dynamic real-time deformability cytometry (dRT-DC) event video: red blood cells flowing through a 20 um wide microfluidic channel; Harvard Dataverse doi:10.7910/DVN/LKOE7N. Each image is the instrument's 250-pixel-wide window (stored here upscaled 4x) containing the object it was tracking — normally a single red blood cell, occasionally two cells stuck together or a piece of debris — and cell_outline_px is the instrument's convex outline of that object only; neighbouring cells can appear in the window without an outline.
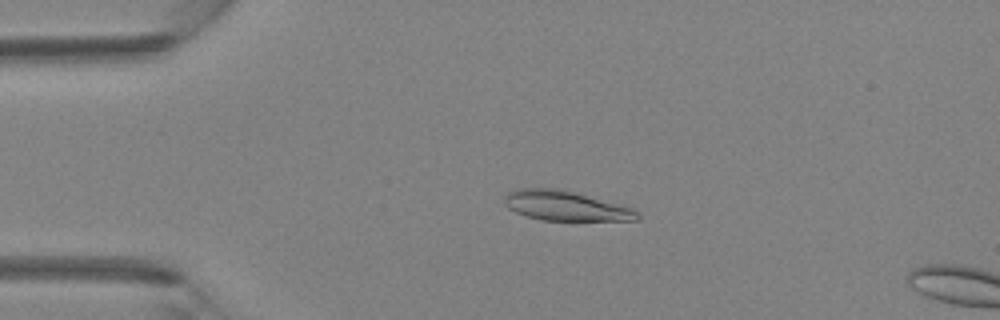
{"species": "Egyptian fruit bat (a non-hibernating species)", "species_latin": "Rousettus aegyptiacus", "temperature_condition": "room temperature", "stored_images_in_passage": 3, "camera_frame_rate_fps": 3000, "um_per_image_px": 0.085, "animal": {"sex": "female"}, "frame": {"image": 1, "passage_image": 2, "time_ms": 0.333, "image_size_px": [1000, 320], "cell_outline_px": [[640, 220], [540, 220], [524, 216], [508, 208], [504, 204], [504, 196], [508, 192], [516, 188], [560, 188], [636, 208], [640, 212]], "centroid_in_image_um": [48.09, 17.49], "position_along_channel_um": 36.9, "area_um2": 23.47}}